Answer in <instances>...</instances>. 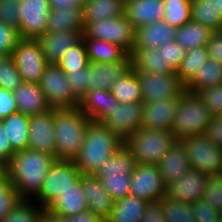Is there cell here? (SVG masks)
Wrapping results in <instances>:
<instances>
[{
    "label": "cell",
    "mask_w": 222,
    "mask_h": 222,
    "mask_svg": "<svg viewBox=\"0 0 222 222\" xmlns=\"http://www.w3.org/2000/svg\"><path fill=\"white\" fill-rule=\"evenodd\" d=\"M55 160L53 155L29 148L13 155L7 163V175L21 199L34 198L40 192Z\"/></svg>",
    "instance_id": "6da1fadb"
},
{
    "label": "cell",
    "mask_w": 222,
    "mask_h": 222,
    "mask_svg": "<svg viewBox=\"0 0 222 222\" xmlns=\"http://www.w3.org/2000/svg\"><path fill=\"white\" fill-rule=\"evenodd\" d=\"M124 146V140L101 122L91 120L84 143L73 160L81 174H95L112 155Z\"/></svg>",
    "instance_id": "7a4b0ae2"
},
{
    "label": "cell",
    "mask_w": 222,
    "mask_h": 222,
    "mask_svg": "<svg viewBox=\"0 0 222 222\" xmlns=\"http://www.w3.org/2000/svg\"><path fill=\"white\" fill-rule=\"evenodd\" d=\"M91 119L80 107L53 109L56 151L55 159L73 161L84 143Z\"/></svg>",
    "instance_id": "3957f363"
},
{
    "label": "cell",
    "mask_w": 222,
    "mask_h": 222,
    "mask_svg": "<svg viewBox=\"0 0 222 222\" xmlns=\"http://www.w3.org/2000/svg\"><path fill=\"white\" fill-rule=\"evenodd\" d=\"M213 116L197 93L185 91L178 101V109L170 132L176 141L205 134Z\"/></svg>",
    "instance_id": "277c9868"
},
{
    "label": "cell",
    "mask_w": 222,
    "mask_h": 222,
    "mask_svg": "<svg viewBox=\"0 0 222 222\" xmlns=\"http://www.w3.org/2000/svg\"><path fill=\"white\" fill-rule=\"evenodd\" d=\"M138 165L136 158L123 146L94 174L114 201L130 195L131 174Z\"/></svg>",
    "instance_id": "5b68a950"
},
{
    "label": "cell",
    "mask_w": 222,
    "mask_h": 222,
    "mask_svg": "<svg viewBox=\"0 0 222 222\" xmlns=\"http://www.w3.org/2000/svg\"><path fill=\"white\" fill-rule=\"evenodd\" d=\"M170 131L139 129L124 140L138 164L157 165L175 143Z\"/></svg>",
    "instance_id": "8992f818"
},
{
    "label": "cell",
    "mask_w": 222,
    "mask_h": 222,
    "mask_svg": "<svg viewBox=\"0 0 222 222\" xmlns=\"http://www.w3.org/2000/svg\"><path fill=\"white\" fill-rule=\"evenodd\" d=\"M83 39L110 42L130 55L135 44V28L125 15L88 22L85 24Z\"/></svg>",
    "instance_id": "52a82bcc"
},
{
    "label": "cell",
    "mask_w": 222,
    "mask_h": 222,
    "mask_svg": "<svg viewBox=\"0 0 222 222\" xmlns=\"http://www.w3.org/2000/svg\"><path fill=\"white\" fill-rule=\"evenodd\" d=\"M80 178L81 172L73 161L55 160L44 179L40 192L35 196L37 203L46 210Z\"/></svg>",
    "instance_id": "ba28073f"
},
{
    "label": "cell",
    "mask_w": 222,
    "mask_h": 222,
    "mask_svg": "<svg viewBox=\"0 0 222 222\" xmlns=\"http://www.w3.org/2000/svg\"><path fill=\"white\" fill-rule=\"evenodd\" d=\"M186 148L190 168L207 175H221L222 148L216 146L205 134L181 140Z\"/></svg>",
    "instance_id": "9c48e42d"
},
{
    "label": "cell",
    "mask_w": 222,
    "mask_h": 222,
    "mask_svg": "<svg viewBox=\"0 0 222 222\" xmlns=\"http://www.w3.org/2000/svg\"><path fill=\"white\" fill-rule=\"evenodd\" d=\"M51 109H69L80 106L74 98L64 71L57 64H48L39 82Z\"/></svg>",
    "instance_id": "30bf717a"
},
{
    "label": "cell",
    "mask_w": 222,
    "mask_h": 222,
    "mask_svg": "<svg viewBox=\"0 0 222 222\" xmlns=\"http://www.w3.org/2000/svg\"><path fill=\"white\" fill-rule=\"evenodd\" d=\"M11 57L23 82L39 84L48 63L38 40L20 38Z\"/></svg>",
    "instance_id": "8fae6325"
},
{
    "label": "cell",
    "mask_w": 222,
    "mask_h": 222,
    "mask_svg": "<svg viewBox=\"0 0 222 222\" xmlns=\"http://www.w3.org/2000/svg\"><path fill=\"white\" fill-rule=\"evenodd\" d=\"M137 78L141 86L143 102L180 98L186 91V84L176 72L167 74L137 72Z\"/></svg>",
    "instance_id": "7c38bea8"
},
{
    "label": "cell",
    "mask_w": 222,
    "mask_h": 222,
    "mask_svg": "<svg viewBox=\"0 0 222 222\" xmlns=\"http://www.w3.org/2000/svg\"><path fill=\"white\" fill-rule=\"evenodd\" d=\"M143 102L112 105L98 121L123 140L141 128Z\"/></svg>",
    "instance_id": "4fadbf2b"
},
{
    "label": "cell",
    "mask_w": 222,
    "mask_h": 222,
    "mask_svg": "<svg viewBox=\"0 0 222 222\" xmlns=\"http://www.w3.org/2000/svg\"><path fill=\"white\" fill-rule=\"evenodd\" d=\"M50 10L48 0H21L19 38L38 40L46 33Z\"/></svg>",
    "instance_id": "5bb4252c"
},
{
    "label": "cell",
    "mask_w": 222,
    "mask_h": 222,
    "mask_svg": "<svg viewBox=\"0 0 222 222\" xmlns=\"http://www.w3.org/2000/svg\"><path fill=\"white\" fill-rule=\"evenodd\" d=\"M165 187L157 165L138 164L131 174L130 195L147 202L163 199Z\"/></svg>",
    "instance_id": "9a60e30c"
},
{
    "label": "cell",
    "mask_w": 222,
    "mask_h": 222,
    "mask_svg": "<svg viewBox=\"0 0 222 222\" xmlns=\"http://www.w3.org/2000/svg\"><path fill=\"white\" fill-rule=\"evenodd\" d=\"M207 175L190 168L178 180L166 185L165 199L180 203H193L203 197Z\"/></svg>",
    "instance_id": "2e32d148"
},
{
    "label": "cell",
    "mask_w": 222,
    "mask_h": 222,
    "mask_svg": "<svg viewBox=\"0 0 222 222\" xmlns=\"http://www.w3.org/2000/svg\"><path fill=\"white\" fill-rule=\"evenodd\" d=\"M28 148L55 157L53 109L43 114L29 116Z\"/></svg>",
    "instance_id": "e0dca14e"
},
{
    "label": "cell",
    "mask_w": 222,
    "mask_h": 222,
    "mask_svg": "<svg viewBox=\"0 0 222 222\" xmlns=\"http://www.w3.org/2000/svg\"><path fill=\"white\" fill-rule=\"evenodd\" d=\"M180 98L143 102L140 129L170 131Z\"/></svg>",
    "instance_id": "ac0fdd59"
},
{
    "label": "cell",
    "mask_w": 222,
    "mask_h": 222,
    "mask_svg": "<svg viewBox=\"0 0 222 222\" xmlns=\"http://www.w3.org/2000/svg\"><path fill=\"white\" fill-rule=\"evenodd\" d=\"M84 30L44 33L39 39L48 64H57L68 50L83 39Z\"/></svg>",
    "instance_id": "d6986e66"
},
{
    "label": "cell",
    "mask_w": 222,
    "mask_h": 222,
    "mask_svg": "<svg viewBox=\"0 0 222 222\" xmlns=\"http://www.w3.org/2000/svg\"><path fill=\"white\" fill-rule=\"evenodd\" d=\"M131 68V56L128 54L119 62L89 61V90L110 91L113 84Z\"/></svg>",
    "instance_id": "ffe728a7"
},
{
    "label": "cell",
    "mask_w": 222,
    "mask_h": 222,
    "mask_svg": "<svg viewBox=\"0 0 222 222\" xmlns=\"http://www.w3.org/2000/svg\"><path fill=\"white\" fill-rule=\"evenodd\" d=\"M81 180L88 210L101 220H107L114 206L112 196L105 191L101 181L94 174H81Z\"/></svg>",
    "instance_id": "44dd1931"
},
{
    "label": "cell",
    "mask_w": 222,
    "mask_h": 222,
    "mask_svg": "<svg viewBox=\"0 0 222 222\" xmlns=\"http://www.w3.org/2000/svg\"><path fill=\"white\" fill-rule=\"evenodd\" d=\"M164 11L163 0H125V16L135 29L162 21Z\"/></svg>",
    "instance_id": "7402d4cb"
},
{
    "label": "cell",
    "mask_w": 222,
    "mask_h": 222,
    "mask_svg": "<svg viewBox=\"0 0 222 222\" xmlns=\"http://www.w3.org/2000/svg\"><path fill=\"white\" fill-rule=\"evenodd\" d=\"M14 99L18 112L27 116L43 114L51 110L45 94L37 83L22 82L15 91Z\"/></svg>",
    "instance_id": "603a6c76"
},
{
    "label": "cell",
    "mask_w": 222,
    "mask_h": 222,
    "mask_svg": "<svg viewBox=\"0 0 222 222\" xmlns=\"http://www.w3.org/2000/svg\"><path fill=\"white\" fill-rule=\"evenodd\" d=\"M165 185L182 177L189 169L190 162L186 148L181 141H176L157 164Z\"/></svg>",
    "instance_id": "cb8c5ba5"
},
{
    "label": "cell",
    "mask_w": 222,
    "mask_h": 222,
    "mask_svg": "<svg viewBox=\"0 0 222 222\" xmlns=\"http://www.w3.org/2000/svg\"><path fill=\"white\" fill-rule=\"evenodd\" d=\"M176 28L164 20L135 29L134 47L159 49L164 44L175 40Z\"/></svg>",
    "instance_id": "d4e9b609"
},
{
    "label": "cell",
    "mask_w": 222,
    "mask_h": 222,
    "mask_svg": "<svg viewBox=\"0 0 222 222\" xmlns=\"http://www.w3.org/2000/svg\"><path fill=\"white\" fill-rule=\"evenodd\" d=\"M84 195L80 178L77 183L61 194L46 210L61 217H70L84 212L88 210L87 199Z\"/></svg>",
    "instance_id": "484cf974"
},
{
    "label": "cell",
    "mask_w": 222,
    "mask_h": 222,
    "mask_svg": "<svg viewBox=\"0 0 222 222\" xmlns=\"http://www.w3.org/2000/svg\"><path fill=\"white\" fill-rule=\"evenodd\" d=\"M131 56V68L135 72L148 73H175L166 63L163 54L158 49H146L133 47Z\"/></svg>",
    "instance_id": "4316f807"
},
{
    "label": "cell",
    "mask_w": 222,
    "mask_h": 222,
    "mask_svg": "<svg viewBox=\"0 0 222 222\" xmlns=\"http://www.w3.org/2000/svg\"><path fill=\"white\" fill-rule=\"evenodd\" d=\"M83 9L78 7H63L60 9H51L46 32H62L69 30H84Z\"/></svg>",
    "instance_id": "83f0119b"
},
{
    "label": "cell",
    "mask_w": 222,
    "mask_h": 222,
    "mask_svg": "<svg viewBox=\"0 0 222 222\" xmlns=\"http://www.w3.org/2000/svg\"><path fill=\"white\" fill-rule=\"evenodd\" d=\"M125 15V0H86L83 6L84 23Z\"/></svg>",
    "instance_id": "f1b7e54d"
},
{
    "label": "cell",
    "mask_w": 222,
    "mask_h": 222,
    "mask_svg": "<svg viewBox=\"0 0 222 222\" xmlns=\"http://www.w3.org/2000/svg\"><path fill=\"white\" fill-rule=\"evenodd\" d=\"M2 124L15 152L28 148L29 116L15 112L2 119Z\"/></svg>",
    "instance_id": "f546056e"
},
{
    "label": "cell",
    "mask_w": 222,
    "mask_h": 222,
    "mask_svg": "<svg viewBox=\"0 0 222 222\" xmlns=\"http://www.w3.org/2000/svg\"><path fill=\"white\" fill-rule=\"evenodd\" d=\"M117 101V98L108 90L90 89L79 107L89 119L98 121Z\"/></svg>",
    "instance_id": "4dcf8cb0"
},
{
    "label": "cell",
    "mask_w": 222,
    "mask_h": 222,
    "mask_svg": "<svg viewBox=\"0 0 222 222\" xmlns=\"http://www.w3.org/2000/svg\"><path fill=\"white\" fill-rule=\"evenodd\" d=\"M213 32L210 28L191 19L187 24L176 28L175 40L189 51L206 46Z\"/></svg>",
    "instance_id": "1f68e13d"
},
{
    "label": "cell",
    "mask_w": 222,
    "mask_h": 222,
    "mask_svg": "<svg viewBox=\"0 0 222 222\" xmlns=\"http://www.w3.org/2000/svg\"><path fill=\"white\" fill-rule=\"evenodd\" d=\"M147 203V201L133 195L114 201L107 222H141Z\"/></svg>",
    "instance_id": "d6a6232c"
},
{
    "label": "cell",
    "mask_w": 222,
    "mask_h": 222,
    "mask_svg": "<svg viewBox=\"0 0 222 222\" xmlns=\"http://www.w3.org/2000/svg\"><path fill=\"white\" fill-rule=\"evenodd\" d=\"M110 92L120 103L143 102L137 72L132 68L126 71L111 87Z\"/></svg>",
    "instance_id": "836d02e7"
},
{
    "label": "cell",
    "mask_w": 222,
    "mask_h": 222,
    "mask_svg": "<svg viewBox=\"0 0 222 222\" xmlns=\"http://www.w3.org/2000/svg\"><path fill=\"white\" fill-rule=\"evenodd\" d=\"M222 84V64L209 58L186 84V90L197 93L202 89Z\"/></svg>",
    "instance_id": "e575fe53"
},
{
    "label": "cell",
    "mask_w": 222,
    "mask_h": 222,
    "mask_svg": "<svg viewBox=\"0 0 222 222\" xmlns=\"http://www.w3.org/2000/svg\"><path fill=\"white\" fill-rule=\"evenodd\" d=\"M86 45L89 61L93 62H119L128 53L120 46L104 40L83 39Z\"/></svg>",
    "instance_id": "d590c367"
},
{
    "label": "cell",
    "mask_w": 222,
    "mask_h": 222,
    "mask_svg": "<svg viewBox=\"0 0 222 222\" xmlns=\"http://www.w3.org/2000/svg\"><path fill=\"white\" fill-rule=\"evenodd\" d=\"M192 5V20L202 24L212 31H222V16L217 11L216 0H194Z\"/></svg>",
    "instance_id": "8d00e7d4"
},
{
    "label": "cell",
    "mask_w": 222,
    "mask_h": 222,
    "mask_svg": "<svg viewBox=\"0 0 222 222\" xmlns=\"http://www.w3.org/2000/svg\"><path fill=\"white\" fill-rule=\"evenodd\" d=\"M208 59L207 46L186 51V55L177 69L176 74L187 84Z\"/></svg>",
    "instance_id": "74e56055"
},
{
    "label": "cell",
    "mask_w": 222,
    "mask_h": 222,
    "mask_svg": "<svg viewBox=\"0 0 222 222\" xmlns=\"http://www.w3.org/2000/svg\"><path fill=\"white\" fill-rule=\"evenodd\" d=\"M163 20L174 28L187 24L192 19L191 0H163Z\"/></svg>",
    "instance_id": "f35d334b"
},
{
    "label": "cell",
    "mask_w": 222,
    "mask_h": 222,
    "mask_svg": "<svg viewBox=\"0 0 222 222\" xmlns=\"http://www.w3.org/2000/svg\"><path fill=\"white\" fill-rule=\"evenodd\" d=\"M32 199H20L12 211L0 222H41L45 209ZM37 205L35 206L34 205Z\"/></svg>",
    "instance_id": "ab89813d"
},
{
    "label": "cell",
    "mask_w": 222,
    "mask_h": 222,
    "mask_svg": "<svg viewBox=\"0 0 222 222\" xmlns=\"http://www.w3.org/2000/svg\"><path fill=\"white\" fill-rule=\"evenodd\" d=\"M62 71H78L87 68L89 59L84 40L71 47L57 63Z\"/></svg>",
    "instance_id": "60d3db41"
},
{
    "label": "cell",
    "mask_w": 222,
    "mask_h": 222,
    "mask_svg": "<svg viewBox=\"0 0 222 222\" xmlns=\"http://www.w3.org/2000/svg\"><path fill=\"white\" fill-rule=\"evenodd\" d=\"M165 222H196L190 203H180L162 199Z\"/></svg>",
    "instance_id": "b9f144b4"
},
{
    "label": "cell",
    "mask_w": 222,
    "mask_h": 222,
    "mask_svg": "<svg viewBox=\"0 0 222 222\" xmlns=\"http://www.w3.org/2000/svg\"><path fill=\"white\" fill-rule=\"evenodd\" d=\"M22 82L12 57L0 56V88L15 91Z\"/></svg>",
    "instance_id": "7bdbcfd3"
},
{
    "label": "cell",
    "mask_w": 222,
    "mask_h": 222,
    "mask_svg": "<svg viewBox=\"0 0 222 222\" xmlns=\"http://www.w3.org/2000/svg\"><path fill=\"white\" fill-rule=\"evenodd\" d=\"M70 82L74 98L81 103L89 91V65L78 71H64Z\"/></svg>",
    "instance_id": "ee69618b"
},
{
    "label": "cell",
    "mask_w": 222,
    "mask_h": 222,
    "mask_svg": "<svg viewBox=\"0 0 222 222\" xmlns=\"http://www.w3.org/2000/svg\"><path fill=\"white\" fill-rule=\"evenodd\" d=\"M21 198L9 181L8 175L0 180V221L3 220Z\"/></svg>",
    "instance_id": "f6af8a7d"
},
{
    "label": "cell",
    "mask_w": 222,
    "mask_h": 222,
    "mask_svg": "<svg viewBox=\"0 0 222 222\" xmlns=\"http://www.w3.org/2000/svg\"><path fill=\"white\" fill-rule=\"evenodd\" d=\"M197 95L213 117L222 114V84L202 89Z\"/></svg>",
    "instance_id": "bcb514c9"
},
{
    "label": "cell",
    "mask_w": 222,
    "mask_h": 222,
    "mask_svg": "<svg viewBox=\"0 0 222 222\" xmlns=\"http://www.w3.org/2000/svg\"><path fill=\"white\" fill-rule=\"evenodd\" d=\"M203 200L208 202L216 210L222 207V175L207 177L206 188L203 193Z\"/></svg>",
    "instance_id": "7dc6e473"
},
{
    "label": "cell",
    "mask_w": 222,
    "mask_h": 222,
    "mask_svg": "<svg viewBox=\"0 0 222 222\" xmlns=\"http://www.w3.org/2000/svg\"><path fill=\"white\" fill-rule=\"evenodd\" d=\"M159 52L163 54L165 63L176 72L179 68L184 56L186 55V50L177 43L176 40L170 41L160 47Z\"/></svg>",
    "instance_id": "c3c4849f"
},
{
    "label": "cell",
    "mask_w": 222,
    "mask_h": 222,
    "mask_svg": "<svg viewBox=\"0 0 222 222\" xmlns=\"http://www.w3.org/2000/svg\"><path fill=\"white\" fill-rule=\"evenodd\" d=\"M21 0H0V21L19 31V8Z\"/></svg>",
    "instance_id": "681fc988"
},
{
    "label": "cell",
    "mask_w": 222,
    "mask_h": 222,
    "mask_svg": "<svg viewBox=\"0 0 222 222\" xmlns=\"http://www.w3.org/2000/svg\"><path fill=\"white\" fill-rule=\"evenodd\" d=\"M19 39L17 30L0 21V56H11Z\"/></svg>",
    "instance_id": "f907efd6"
},
{
    "label": "cell",
    "mask_w": 222,
    "mask_h": 222,
    "mask_svg": "<svg viewBox=\"0 0 222 222\" xmlns=\"http://www.w3.org/2000/svg\"><path fill=\"white\" fill-rule=\"evenodd\" d=\"M190 205L196 222H217L220 217L219 210L213 208L202 198Z\"/></svg>",
    "instance_id": "816d5d0a"
},
{
    "label": "cell",
    "mask_w": 222,
    "mask_h": 222,
    "mask_svg": "<svg viewBox=\"0 0 222 222\" xmlns=\"http://www.w3.org/2000/svg\"><path fill=\"white\" fill-rule=\"evenodd\" d=\"M18 112L13 91L0 88V120Z\"/></svg>",
    "instance_id": "f5cc1de1"
},
{
    "label": "cell",
    "mask_w": 222,
    "mask_h": 222,
    "mask_svg": "<svg viewBox=\"0 0 222 222\" xmlns=\"http://www.w3.org/2000/svg\"><path fill=\"white\" fill-rule=\"evenodd\" d=\"M141 222H165L162 199L147 203Z\"/></svg>",
    "instance_id": "db71d44e"
},
{
    "label": "cell",
    "mask_w": 222,
    "mask_h": 222,
    "mask_svg": "<svg viewBox=\"0 0 222 222\" xmlns=\"http://www.w3.org/2000/svg\"><path fill=\"white\" fill-rule=\"evenodd\" d=\"M206 46L209 58L222 64V31L213 32Z\"/></svg>",
    "instance_id": "11a10c76"
},
{
    "label": "cell",
    "mask_w": 222,
    "mask_h": 222,
    "mask_svg": "<svg viewBox=\"0 0 222 222\" xmlns=\"http://www.w3.org/2000/svg\"><path fill=\"white\" fill-rule=\"evenodd\" d=\"M205 135L216 146L222 148V118L220 116H215L212 118Z\"/></svg>",
    "instance_id": "9f6ffc18"
},
{
    "label": "cell",
    "mask_w": 222,
    "mask_h": 222,
    "mask_svg": "<svg viewBox=\"0 0 222 222\" xmlns=\"http://www.w3.org/2000/svg\"><path fill=\"white\" fill-rule=\"evenodd\" d=\"M15 153L4 132L2 120H0V160L7 164Z\"/></svg>",
    "instance_id": "6f0895ef"
},
{
    "label": "cell",
    "mask_w": 222,
    "mask_h": 222,
    "mask_svg": "<svg viewBox=\"0 0 222 222\" xmlns=\"http://www.w3.org/2000/svg\"><path fill=\"white\" fill-rule=\"evenodd\" d=\"M51 9H60L63 7H78L83 9L86 0H48Z\"/></svg>",
    "instance_id": "680465c9"
},
{
    "label": "cell",
    "mask_w": 222,
    "mask_h": 222,
    "mask_svg": "<svg viewBox=\"0 0 222 222\" xmlns=\"http://www.w3.org/2000/svg\"><path fill=\"white\" fill-rule=\"evenodd\" d=\"M71 222H101V219L94 215L90 210L68 217Z\"/></svg>",
    "instance_id": "91938a15"
},
{
    "label": "cell",
    "mask_w": 222,
    "mask_h": 222,
    "mask_svg": "<svg viewBox=\"0 0 222 222\" xmlns=\"http://www.w3.org/2000/svg\"><path fill=\"white\" fill-rule=\"evenodd\" d=\"M43 222H71L68 217H61L56 214L44 211Z\"/></svg>",
    "instance_id": "94428289"
},
{
    "label": "cell",
    "mask_w": 222,
    "mask_h": 222,
    "mask_svg": "<svg viewBox=\"0 0 222 222\" xmlns=\"http://www.w3.org/2000/svg\"><path fill=\"white\" fill-rule=\"evenodd\" d=\"M7 175V164L0 160V180Z\"/></svg>",
    "instance_id": "6125c7cd"
},
{
    "label": "cell",
    "mask_w": 222,
    "mask_h": 222,
    "mask_svg": "<svg viewBox=\"0 0 222 222\" xmlns=\"http://www.w3.org/2000/svg\"><path fill=\"white\" fill-rule=\"evenodd\" d=\"M217 5V11L220 12V15L222 16V0H216Z\"/></svg>",
    "instance_id": "be15d7a7"
},
{
    "label": "cell",
    "mask_w": 222,
    "mask_h": 222,
    "mask_svg": "<svg viewBox=\"0 0 222 222\" xmlns=\"http://www.w3.org/2000/svg\"><path fill=\"white\" fill-rule=\"evenodd\" d=\"M217 222H222V217L221 216L218 218Z\"/></svg>",
    "instance_id": "e7e4bbea"
},
{
    "label": "cell",
    "mask_w": 222,
    "mask_h": 222,
    "mask_svg": "<svg viewBox=\"0 0 222 222\" xmlns=\"http://www.w3.org/2000/svg\"><path fill=\"white\" fill-rule=\"evenodd\" d=\"M219 213H220V216L222 217V207H221V209L219 210Z\"/></svg>",
    "instance_id": "03108f58"
}]
</instances>
